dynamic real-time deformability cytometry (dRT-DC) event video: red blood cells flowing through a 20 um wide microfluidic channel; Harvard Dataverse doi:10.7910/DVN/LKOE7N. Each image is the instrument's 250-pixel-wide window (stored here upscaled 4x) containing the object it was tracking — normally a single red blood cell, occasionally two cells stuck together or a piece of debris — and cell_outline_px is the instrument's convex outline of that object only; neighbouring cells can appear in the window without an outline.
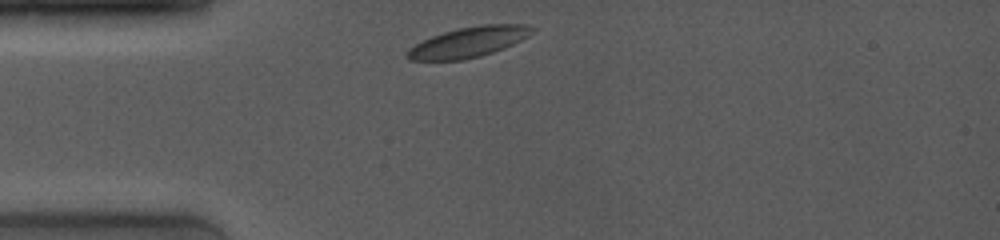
{"species": "common noctule bat (a hibernating species)", "species_latin": "Nyctalus noctula", "temperature_condition": "room temperature", "stored_images_in_passage": 4, "camera_frame_rate_fps": 4000, "um_per_image_px": 0.085, "animal": {"sex": "female", "body_mass_g": 19.0, "forearm_length_mm": 53.3}, "frame": {"image": 1, "passage_image": 1, "time_ms": 0.0, "image_size_px": [1000, 240], "cell_outline_px": [[536, 32], [504, 48], [480, 56], [464, 60], [408, 60], [404, 56], [408, 48], [432, 36], [444, 32], [460, 28], [484, 24], [528, 24], [536, 28]], "centroid_in_image_um": [39.85, 3.57], "position_along_channel_um": 45.1, "area_um2": 22.08}}
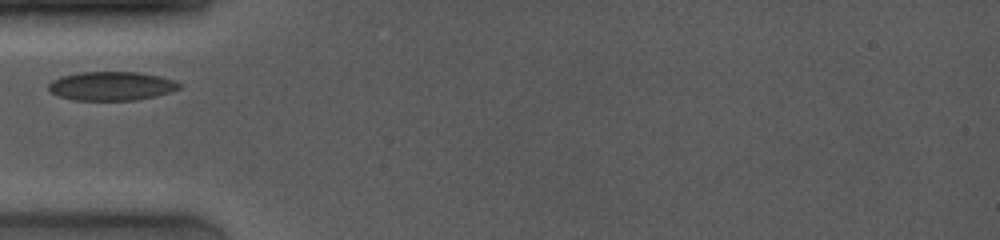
{"frame": {"image": 2, "passage_image": 3, "time_ms": 1.25, "image_size_px": [1000, 240], "cell_outline_px": [[180, 88], [156, 96], [136, 100], [72, 100], [60, 96], [52, 92], [48, 88], [48, 84], [52, 80], [60, 76], [80, 72], [140, 72], [160, 76], [172, 80], [180, 84]], "centroid_in_image_um": [9.45, 7.31], "position_along_channel_um": 75.6, "area_um2": 21.91}}